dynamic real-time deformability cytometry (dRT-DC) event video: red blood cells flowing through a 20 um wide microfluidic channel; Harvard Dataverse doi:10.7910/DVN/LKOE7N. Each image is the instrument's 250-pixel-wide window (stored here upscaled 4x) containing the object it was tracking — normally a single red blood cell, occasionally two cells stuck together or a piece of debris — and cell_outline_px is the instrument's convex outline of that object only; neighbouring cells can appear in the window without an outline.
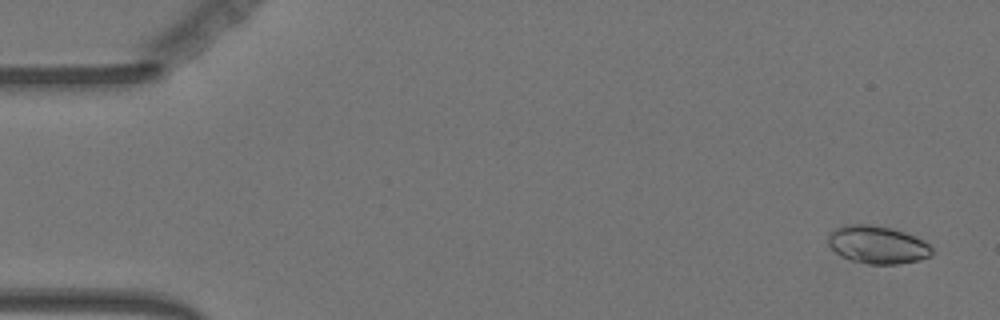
{"species": "Egyptian fruit bat (a non-hibernating species)", "species_latin": "Rousettus aegyptiacus", "temperature_condition": "warm", "stored_images_in_passage": 57, "camera_frame_rate_fps": 3000, "um_per_image_px": 0.085, "animal": {"sex": "female"}, "frame": {"image": 1, "passage_image": 3, "time_ms": 0.667, "image_size_px": [1000, 320], "cell_outline_px": [[932, 252], [928, 256], [920, 260], [896, 264], [868, 264], [852, 260], [840, 256], [828, 244], [828, 236], [836, 228], [844, 224], [872, 224], [892, 228], [916, 236], [924, 240], [932, 248]], "centroid_in_image_um": [74.58, 20.79], "position_along_channel_um": 10.4, "area_um2": 22.89}}
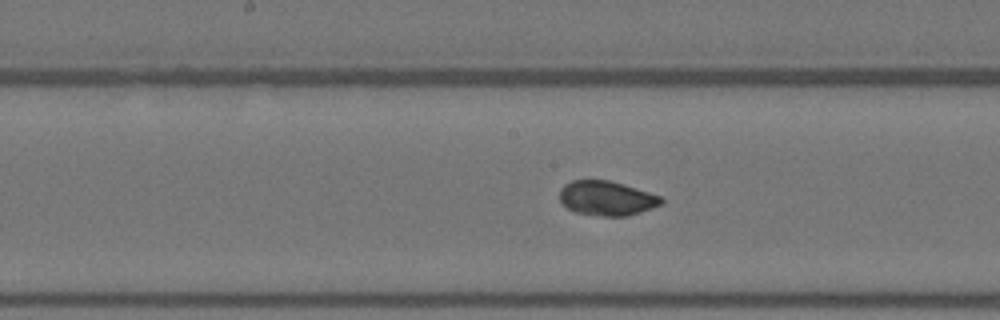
{"frame": {"image": 2, "passage_image": 29, "time_ms": 9.333, "image_size_px": [1000, 320], "cell_outline_px": [[664, 204], [628, 216], [600, 216], [576, 212], [568, 208], [560, 200], [560, 188], [564, 184], [572, 180], [608, 180], [624, 184], [660, 196], [664, 200]], "centroid_in_image_um": [51.58, 16.85], "position_along_channel_um": 196.6, "area_um2": 20.46}}
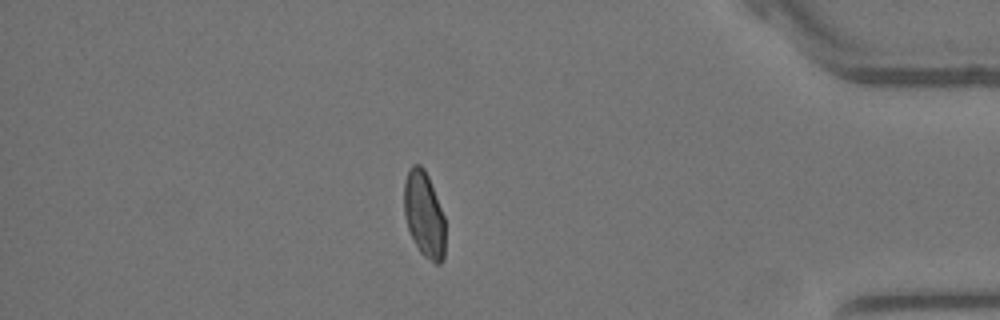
{"frame": {"image": 3, "passage_image": 49, "time_ms": 16.0, "image_size_px": [1000, 320], "cell_outline_px": [[444, 260], [440, 264], [436, 264], [424, 256], [420, 252], [408, 228], [404, 212], [404, 184], [408, 172], [412, 164], [420, 164], [424, 168], [428, 176], [444, 216]], "centroid_in_image_um": [36.05, 18.23], "position_along_channel_um": 399.2, "area_um2": 20.35}, "authors_computed_cell_mechanics": {"area_um2": 21.1548, "velocity_mm_per_s": 3.6067, "shape_relaxation_time_tau1_ms": 9.4604, "shape_relaxation_time_tau2_ms": null, "deformation_change_tau1": 0.1456, "deformation_change_tau2": null}}